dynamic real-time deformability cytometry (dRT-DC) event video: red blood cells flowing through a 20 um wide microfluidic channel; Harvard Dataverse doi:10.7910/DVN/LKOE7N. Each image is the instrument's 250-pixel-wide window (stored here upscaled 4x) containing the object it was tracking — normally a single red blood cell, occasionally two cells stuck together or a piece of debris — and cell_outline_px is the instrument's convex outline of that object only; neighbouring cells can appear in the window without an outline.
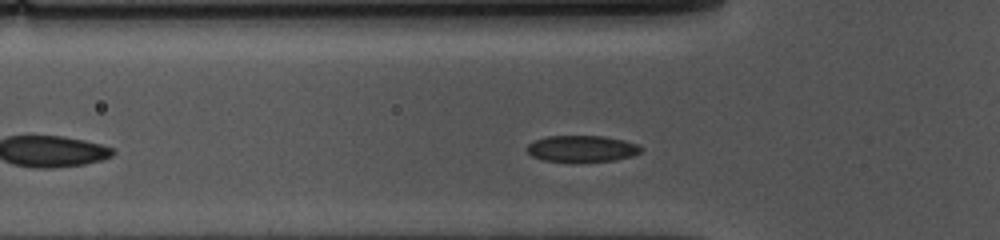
{"species": "common noctule bat (a hibernating species)", "species_latin": "Nyctalus noctula", "temperature_condition": "cold", "stored_images_in_passage": 35, "camera_frame_rate_fps": 3000, "um_per_image_px": 0.085, "animal": {"sex": "female", "body_mass_g": 10.0, "forearm_length_mm": 53.1}, "frame": {"image": 1, "passage_image": 8, "time_ms": 2.333, "image_size_px": [1000, 240], "cell_outline_px": [[644, 148], [640, 152], [632, 156], [616, 160], [544, 160], [532, 156], [524, 148], [528, 144], [536, 140], [548, 136], [604, 136], [624, 140], [636, 144]], "centroid_in_image_um": [49.47, 12.61], "position_along_channel_um": 76.3, "area_um2": 17.11}}
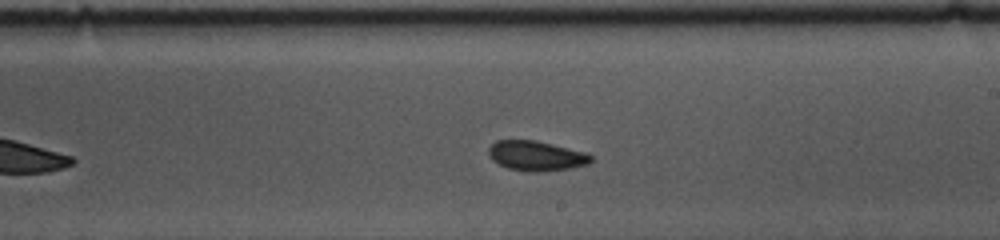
{"frame": {"image": 2, "passage_image": 22, "time_ms": 7.0, "image_size_px": [1000, 240], "cell_outline_px": [[592, 160], [588, 164], [572, 168], [540, 172], [528, 172], [508, 168], [492, 160], [488, 152], [488, 148], [496, 140], [536, 140], [588, 152], [592, 156]], "centroid_in_image_um": [45.61, 13.24], "position_along_channel_um": 243.4, "area_um2": 18.03}}
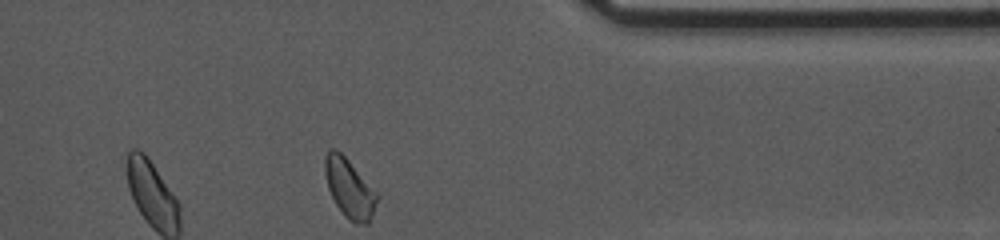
{"frame": {"image": 3, "passage_image": 35, "time_ms": 11.333, "image_size_px": [1000, 240], "cell_outline_px": [[380, 196], [368, 224], [356, 224], [348, 220], [344, 216], [336, 204], [328, 188], [324, 172], [324, 156], [328, 148], [336, 148], [348, 160]], "centroid_in_image_um": [29.68, 16.0], "position_along_channel_um": 381.7, "area_um2": 17.98}, "authors_computed_cell_mechanics": {"area_um2": 18.0914, "velocity_mm_per_s": 3.5738, "shape_relaxation_time_tau1_ms": 2.1612, "shape_relaxation_time_tau2_ms": 1.8646, "deformation_change_tau1": 0.0783, "deformation_change_tau2": 0.0654}}